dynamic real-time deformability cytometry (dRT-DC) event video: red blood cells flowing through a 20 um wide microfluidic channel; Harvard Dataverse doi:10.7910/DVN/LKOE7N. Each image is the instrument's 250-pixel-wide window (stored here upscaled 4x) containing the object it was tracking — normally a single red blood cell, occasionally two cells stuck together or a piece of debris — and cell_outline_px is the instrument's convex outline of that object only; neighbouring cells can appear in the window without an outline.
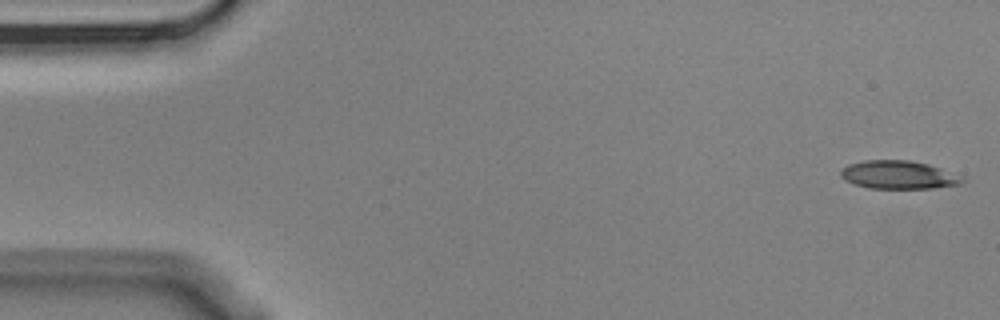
{"species": "Egyptian fruit bat (a non-hibernating species)", "species_latin": "Rousettus aegyptiacus", "temperature_condition": "cold", "stored_images_in_passage": 5, "camera_frame_rate_fps": 3000, "um_per_image_px": 0.085, "animal": {"sex": "male"}, "frame": {"image": 1, "passage_image": 1, "time_ms": 0.0, "image_size_px": [1000, 320], "cell_outline_px": [[964, 180], [960, 184], [932, 188], [868, 188], [844, 180], [840, 176], [840, 172], [848, 164], [864, 160], [908, 160], [928, 164], [940, 168]], "centroid_in_image_um": [76.29, 14.86], "position_along_channel_um": 8.7, "area_um2": 19.59}}
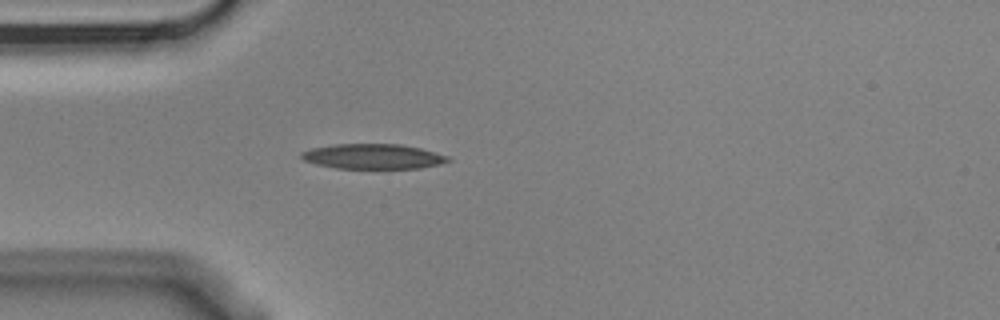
{"frame": {"image": 2, "passage_image": 5, "time_ms": 1.333, "image_size_px": [1000, 320], "cell_outline_px": [[452, 160], [440, 164], [420, 168], [336, 168], [316, 164], [304, 160], [300, 156], [300, 152], [312, 148], [336, 144], [400, 144], [420, 148], [448, 156]], "centroid_in_image_um": [31.7, 13.29], "position_along_channel_um": 53.3, "area_um2": 21.27}}